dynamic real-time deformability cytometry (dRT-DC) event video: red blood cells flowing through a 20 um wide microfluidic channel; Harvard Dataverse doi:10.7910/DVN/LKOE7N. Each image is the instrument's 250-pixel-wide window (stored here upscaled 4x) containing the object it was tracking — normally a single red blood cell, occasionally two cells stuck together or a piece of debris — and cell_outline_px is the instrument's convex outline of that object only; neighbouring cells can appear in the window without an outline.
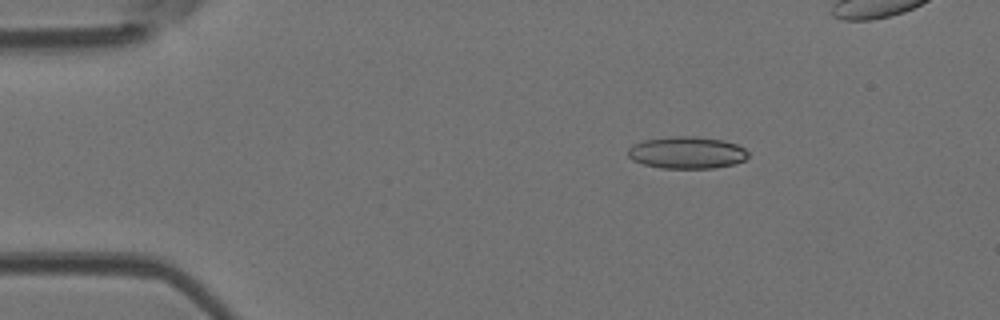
{"species": "Egyptian fruit bat (a non-hibernating species)", "species_latin": "Rousettus aegyptiacus", "temperature_condition": "room temperature", "stored_images_in_passage": 9, "camera_frame_rate_fps": 3000, "um_per_image_px": 0.085, "animal": {"sex": "female"}, "frame": {"image": 1, "passage_image": 3, "time_ms": 0.667, "image_size_px": [1000, 320], "cell_outline_px": [[748, 156], [744, 160], [736, 164], [712, 168], [660, 168], [644, 164], [632, 160], [628, 156], [628, 148], [632, 144], [644, 140], [672, 136], [692, 136], [724, 140], [736, 144], [744, 148], [748, 152]], "centroid_in_image_um": [58.38, 12.97], "position_along_channel_um": 26.6, "area_um2": 22.54}}
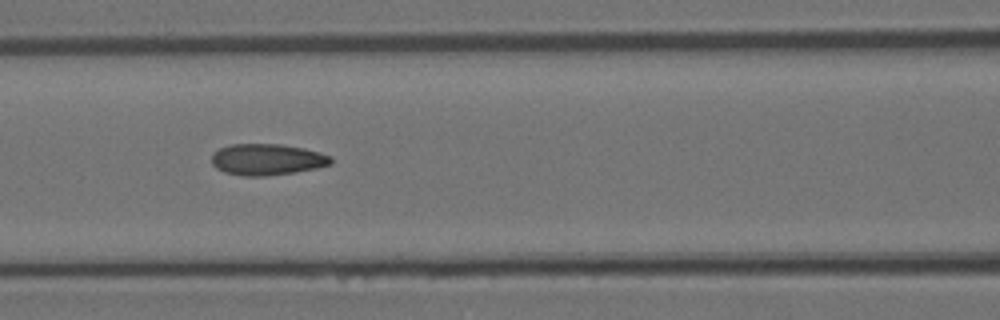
{"frame": {"image": 2, "passage_image": 7, "time_ms": 2.0, "image_size_px": [1000, 320], "cell_outline_px": [[332, 164], [316, 168], [296, 172], [264, 176], [244, 176], [224, 172], [216, 168], [212, 164], [212, 152], [228, 144], [280, 144], [304, 148], [320, 152], [332, 156]], "centroid_in_image_um": [22.7, 13.55], "position_along_channel_um": 143.9, "area_um2": 21.96}}
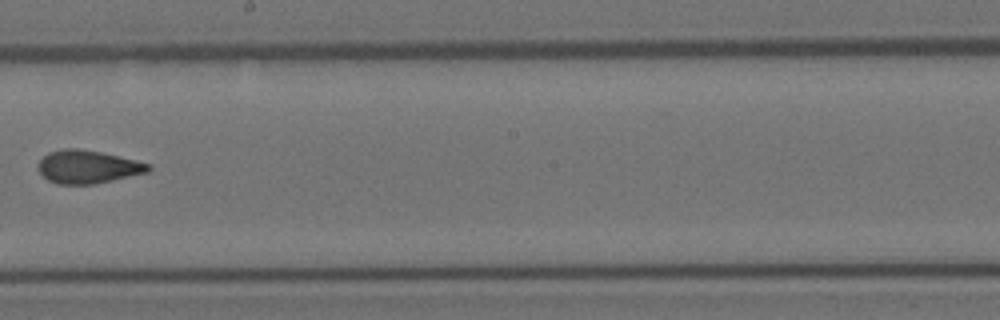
{"frame": {"image": 3, "passage_image": 9, "time_ms": 2.667, "image_size_px": [1000, 320], "cell_outline_px": [[152, 168], [148, 172], [96, 184], [56, 184], [48, 180], [40, 172], [40, 160], [48, 152], [64, 148], [76, 148], [100, 152], [152, 164]], "centroid_in_image_um": [7.49, 14.18], "position_along_channel_um": 240.7, "area_um2": 21.1}}